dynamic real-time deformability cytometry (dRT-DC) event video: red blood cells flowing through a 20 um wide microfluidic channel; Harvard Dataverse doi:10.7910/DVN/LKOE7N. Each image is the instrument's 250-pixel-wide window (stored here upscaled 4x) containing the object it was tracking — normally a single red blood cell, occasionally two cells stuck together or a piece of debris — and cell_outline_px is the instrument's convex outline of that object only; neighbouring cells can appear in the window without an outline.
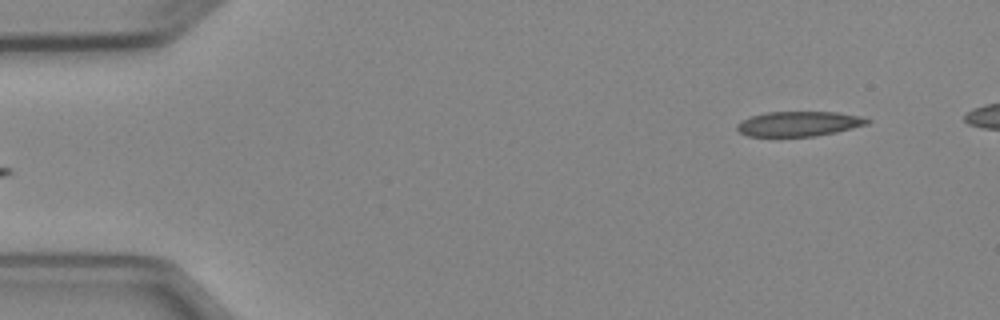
{"species": "Egyptian fruit bat (a non-hibernating species)", "species_latin": "Rousettus aegyptiacus", "temperature_condition": "cold", "stored_images_in_passage": 4, "segment_of_instrument_passage": [2, 2], "camera_frame_rate_fps": 3000, "um_per_image_px": 0.085, "animal": {"sex": "female"}, "frame": {"image": 1, "passage_image": 4, "time_ms": 4.667, "image_size_px": [1000, 320], "cell_outline_px": [[872, 120], [868, 124], [836, 132], [812, 136], [748, 136], [740, 132], [736, 128], [736, 124], [740, 120], [764, 112], [836, 112], [860, 116]], "centroid_in_image_um": [67.88, 10.51], "position_along_channel_um": 17.1, "area_um2": 18.84}}